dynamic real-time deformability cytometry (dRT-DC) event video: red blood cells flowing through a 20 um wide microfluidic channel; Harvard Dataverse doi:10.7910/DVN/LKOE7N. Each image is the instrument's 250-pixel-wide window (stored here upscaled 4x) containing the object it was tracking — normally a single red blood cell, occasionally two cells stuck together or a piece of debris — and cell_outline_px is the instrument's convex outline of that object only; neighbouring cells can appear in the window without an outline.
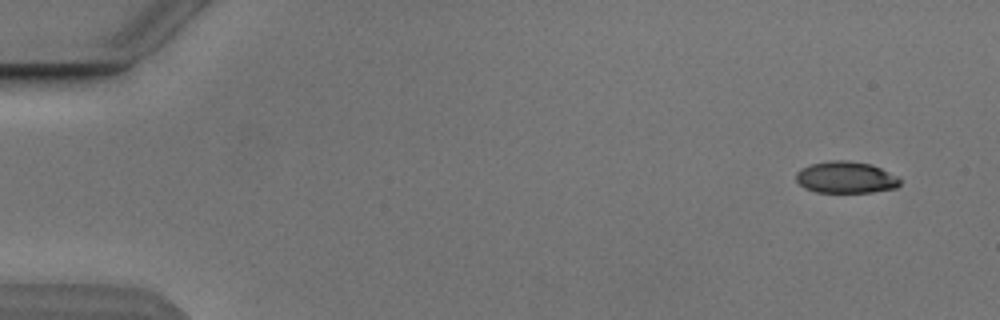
{"species": "Egyptian fruit bat (a non-hibernating species)", "species_latin": "Rousettus aegyptiacus", "temperature_condition": "cold", "stored_images_in_passage": 7, "camera_frame_rate_fps": 3000, "um_per_image_px": 0.085, "animal": {"sex": "male"}, "frame": {"image": 1, "passage_image": 1, "time_ms": 0.0, "image_size_px": [1000, 320], "cell_outline_px": [[900, 184], [896, 188], [872, 192], [816, 192], [804, 188], [796, 180], [796, 172], [800, 168], [812, 164], [828, 160], [848, 160], [872, 164], [896, 176], [900, 180]], "centroid_in_image_um": [71.87, 15.07], "position_along_channel_um": 13.1, "area_um2": 19.25}}
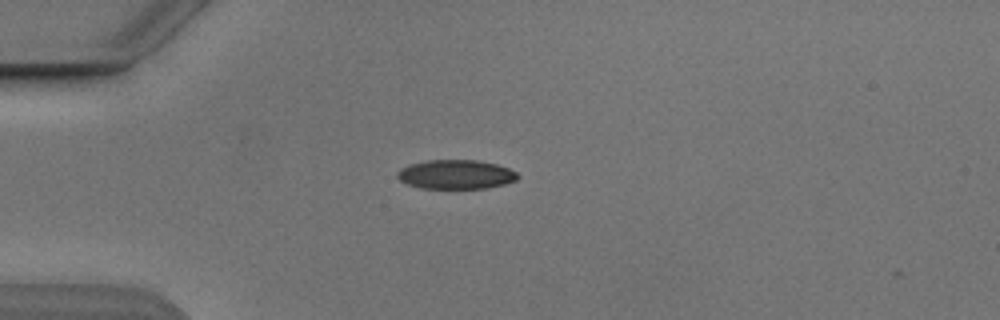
{"frame": {"image": 2, "passage_image": 4, "time_ms": 3.667, "image_size_px": [1000, 320], "cell_outline_px": [[520, 176], [516, 180], [504, 184], [488, 188], [420, 188], [408, 184], [400, 180], [396, 176], [396, 172], [400, 168], [408, 164], [428, 160], [480, 160], [496, 164], [508, 168], [516, 172]], "centroid_in_image_um": [38.73, 14.82], "position_along_channel_um": 46.3, "area_um2": 20.58}}
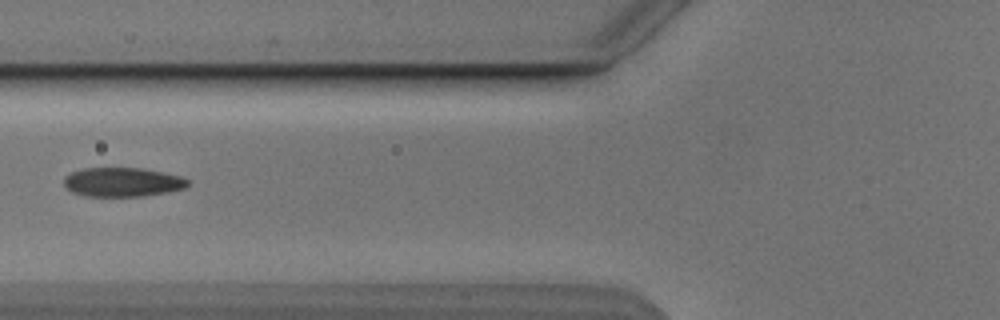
{"frame": {"image": 3, "passage_image": 6, "time_ms": 6.0, "image_size_px": [1000, 320], "cell_outline_px": [[188, 184], [184, 188], [168, 192], [144, 196], [84, 196], [72, 192], [64, 184], [64, 176], [72, 172], [84, 168], [140, 168], [180, 176], [188, 180]], "centroid_in_image_um": [10.38, 15.48], "position_along_channel_um": 115.4, "area_um2": 20.87}}